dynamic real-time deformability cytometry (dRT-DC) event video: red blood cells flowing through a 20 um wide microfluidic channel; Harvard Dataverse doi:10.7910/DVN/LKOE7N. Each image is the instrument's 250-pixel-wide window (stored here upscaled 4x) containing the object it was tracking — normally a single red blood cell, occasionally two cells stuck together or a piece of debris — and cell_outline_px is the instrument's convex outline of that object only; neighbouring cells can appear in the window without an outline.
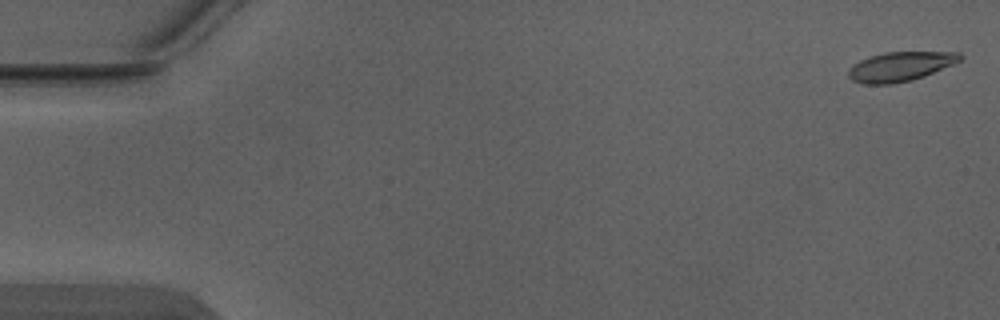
{"species": "Egyptian fruit bat (a non-hibernating species)", "species_latin": "Rousettus aegyptiacus", "temperature_condition": "warm", "stored_images_in_passage": 4, "camera_frame_rate_fps": 3000, "um_per_image_px": 0.085, "animal": {"sex": "male"}, "frame": {"image": 1, "passage_image": 1, "time_ms": 0.0, "image_size_px": [1000, 320], "cell_outline_px": [[964, 56], [960, 60], [952, 64], [924, 76], [912, 80], [892, 84], [864, 84], [852, 80], [848, 76], [848, 68], [860, 60], [884, 52], [960, 52]], "centroid_in_image_um": [76.51, 5.65], "position_along_channel_um": 8.5, "area_um2": 19.02}}
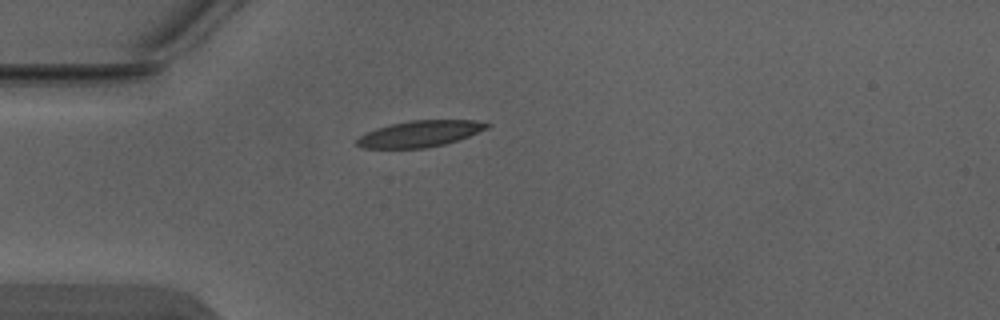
{"frame": {"image": 2, "passage_image": 4, "time_ms": 1.0, "image_size_px": [1000, 320], "cell_outline_px": [[492, 124], [488, 128], [468, 136], [444, 144], [424, 148], [364, 148], [356, 144], [356, 140], [360, 136], [376, 128], [408, 120], [476, 120]], "centroid_in_image_um": [35.7, 11.36], "position_along_channel_um": 49.3, "area_um2": 19.71}}